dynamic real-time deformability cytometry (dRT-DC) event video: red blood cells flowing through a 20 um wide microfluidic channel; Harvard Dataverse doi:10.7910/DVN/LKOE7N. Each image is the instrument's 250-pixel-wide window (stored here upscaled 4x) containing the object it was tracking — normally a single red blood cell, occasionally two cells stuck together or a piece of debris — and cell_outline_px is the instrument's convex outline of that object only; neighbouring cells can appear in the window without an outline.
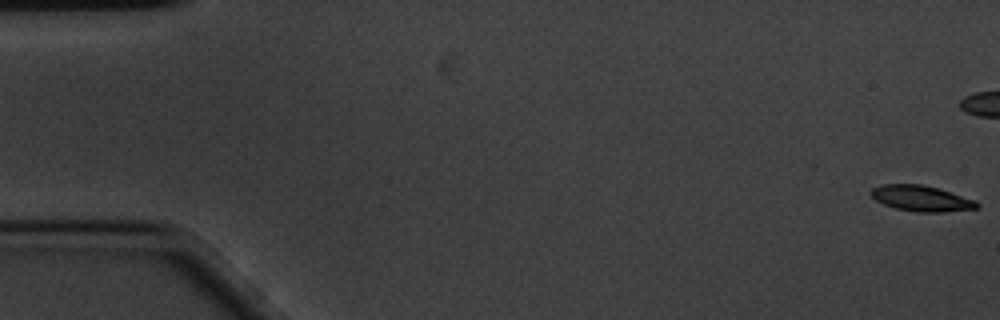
{"species": "common noctule bat (a hibernating species)", "species_latin": "Nyctalus noctula", "temperature_condition": "cold", "stored_images_in_passage": 29, "camera_frame_rate_fps": 3000, "um_per_image_px": 0.085, "animal": {"sex": "male", "body_mass_g": 20.1, "forearm_length_mm": 53.5}, "frame": {"image": 1, "passage_image": 1, "time_ms": 0.0, "image_size_px": [1000, 320], "cell_outline_px": [[980, 204], [976, 208], [944, 212], [916, 212], [896, 208], [884, 204], [876, 200], [872, 196], [872, 188], [880, 184], [920, 184], [936, 188], [976, 200]], "centroid_in_image_um": [78.31, 16.86], "position_along_channel_um": 6.7, "area_um2": 15.66}}
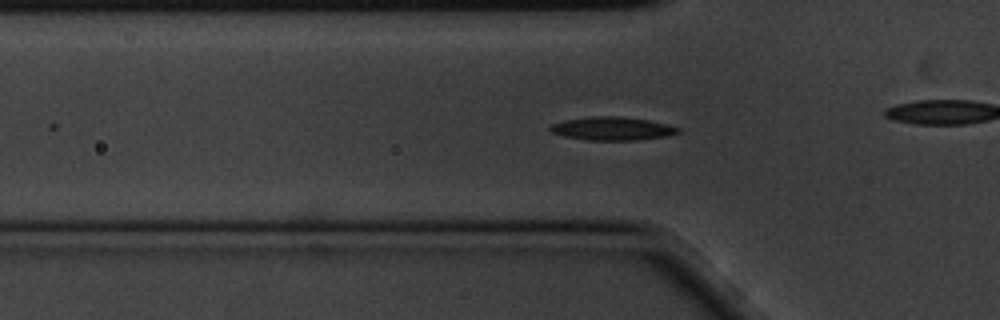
{"frame": {"image": 2, "passage_image": 19, "time_ms": 6.0, "image_size_px": [1000, 320], "cell_outline_px": [[680, 132], [668, 136], [640, 140], [588, 140], [564, 136], [552, 132], [548, 128], [552, 124], [564, 120], [592, 116], [620, 116], [648, 120], [668, 124], [680, 128]], "centroid_in_image_um": [52.07, 10.93], "position_along_channel_um": 73.7, "area_um2": 17.46}}